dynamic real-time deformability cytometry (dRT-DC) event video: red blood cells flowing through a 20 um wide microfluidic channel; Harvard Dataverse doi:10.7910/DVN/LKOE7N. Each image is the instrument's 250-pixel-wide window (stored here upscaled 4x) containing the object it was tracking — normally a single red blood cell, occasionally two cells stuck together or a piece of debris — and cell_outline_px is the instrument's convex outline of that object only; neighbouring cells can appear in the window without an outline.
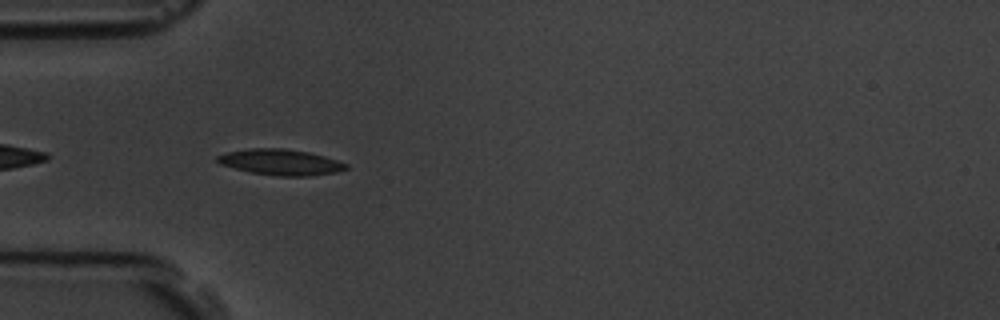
{"species": "common noctule bat (a hibernating species)", "species_latin": "Nyctalus noctula", "temperature_condition": "room temperature", "stored_images_in_passage": 12, "camera_frame_rate_fps": 3000, "um_per_image_px": 0.085, "animal": {"sex": "male", "body_mass_g": 19.5, "forearm_length_mm": 54.6}, "frame": {"image": 1, "passage_image": 4, "time_ms": 4.0, "image_size_px": [1000, 320], "cell_outline_px": [[348, 168], [336, 172], [312, 176], [280, 176], [252, 172], [220, 164], [216, 160], [216, 156], [228, 152], [248, 148], [284, 148], [308, 152], [324, 156], [348, 164]], "centroid_in_image_um": [23.87, 13.78], "position_along_channel_um": 61.1, "area_um2": 19.25}}
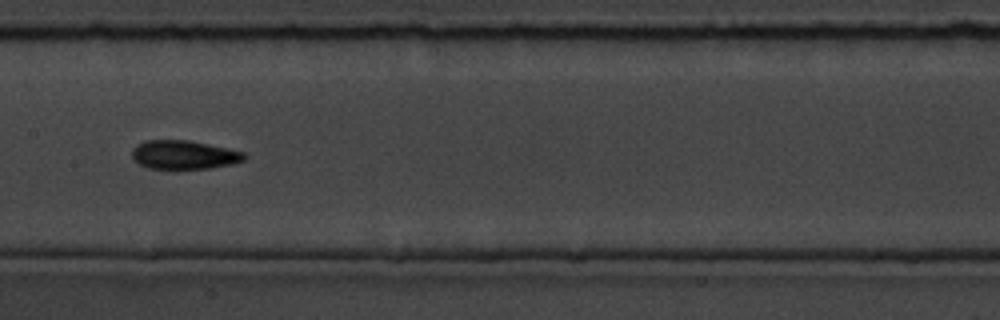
{"frame": {"image": 2, "passage_image": 7, "time_ms": 7.667, "image_size_px": [1000, 320], "cell_outline_px": [[248, 156], [244, 160], [232, 164], [212, 168], [148, 168], [140, 164], [132, 156], [132, 148], [136, 144], [144, 140], [188, 140], [228, 148], [244, 152]], "centroid_in_image_um": [15.65, 13.14], "position_along_channel_um": 191.7, "area_um2": 18.79}}
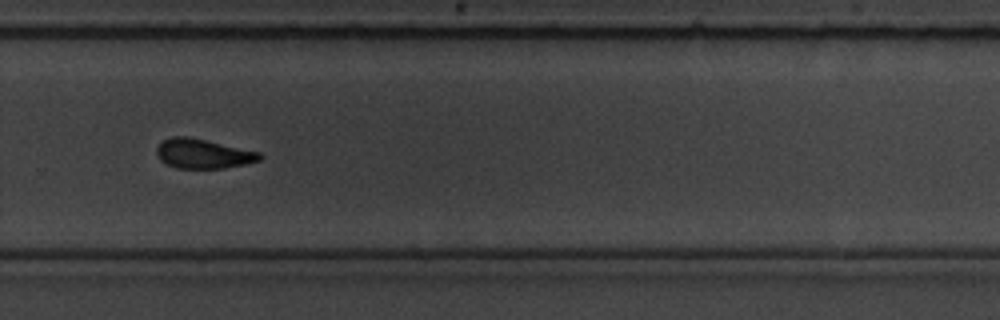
{"frame": {"image": 3, "passage_image": 10, "time_ms": 11.0, "image_size_px": [1000, 320], "cell_outline_px": [[264, 156], [260, 160], [244, 164], [224, 168], [176, 168], [160, 160], [156, 152], [156, 148], [164, 140], [172, 136], [188, 136], [260, 152]], "centroid_in_image_um": [17.27, 13.06], "position_along_channel_um": 312.5, "area_um2": 17.63}, "authors_computed_cell_mechanics": {"area_um2": 18.6405, "velocity_mm_per_s": 3.6341, "shape_relaxation_time_tau1_ms": 2.1313, "shape_relaxation_time_tau2_ms": 2.4858, "deformation_change_tau1": 0.1011, "deformation_change_tau2": 0.0808}}